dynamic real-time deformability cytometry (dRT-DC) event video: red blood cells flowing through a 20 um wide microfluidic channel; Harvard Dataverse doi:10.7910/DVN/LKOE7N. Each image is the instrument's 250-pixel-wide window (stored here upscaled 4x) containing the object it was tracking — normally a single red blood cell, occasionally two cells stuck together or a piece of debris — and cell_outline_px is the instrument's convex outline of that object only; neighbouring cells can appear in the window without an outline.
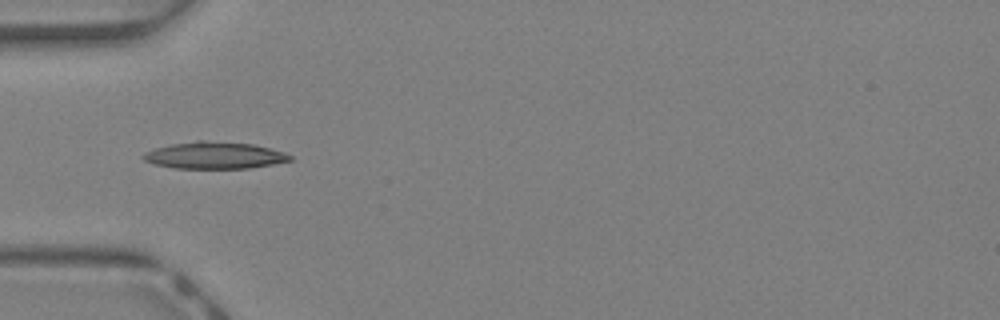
{"species": "Egyptian fruit bat (a non-hibernating species)", "species_latin": "Rousettus aegyptiacus", "temperature_condition": "warm", "stored_images_in_passage": 4, "camera_frame_rate_fps": 3000, "um_per_image_px": 0.085, "animal": {"sex": "female"}, "frame": {"image": 1, "passage_image": 1, "time_ms": 0.0, "image_size_px": [1000, 320], "cell_outline_px": [[292, 160], [272, 164], [248, 168], [172, 168], [156, 164], [144, 160], [140, 156], [144, 152], [156, 148], [172, 144], [196, 140], [204, 140], [252, 144], [284, 152], [292, 156]], "centroid_in_image_um": [18.2, 13.2], "position_along_channel_um": 66.8, "area_um2": 22.83}}